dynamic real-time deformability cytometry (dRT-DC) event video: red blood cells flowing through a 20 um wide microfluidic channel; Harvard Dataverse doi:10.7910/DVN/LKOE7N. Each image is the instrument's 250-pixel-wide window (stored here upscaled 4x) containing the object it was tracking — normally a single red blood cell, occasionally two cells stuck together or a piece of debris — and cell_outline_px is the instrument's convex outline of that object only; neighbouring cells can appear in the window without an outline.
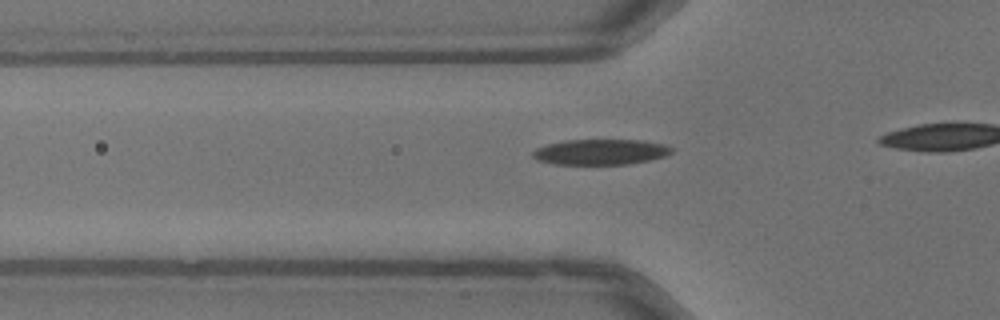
{"species": "common noctule bat (a hibernating species)", "species_latin": "Nyctalus noctula", "temperature_condition": "warm", "stored_images_in_passage": 29, "camera_frame_rate_fps": 3000, "um_per_image_px": 0.085, "animal": {"sex": "male", "body_mass_g": 13.3}, "frame": {"image": 1, "passage_image": 5, "time_ms": 1.333, "image_size_px": [1000, 320], "cell_outline_px": [[676, 148], [672, 152], [664, 156], [648, 160], [628, 164], [552, 164], [536, 160], [532, 156], [532, 152], [536, 148], [548, 144], [564, 140], [644, 140], [664, 144]], "centroid_in_image_um": [51.05, 12.91], "position_along_channel_um": 74.8, "area_um2": 20.75}}
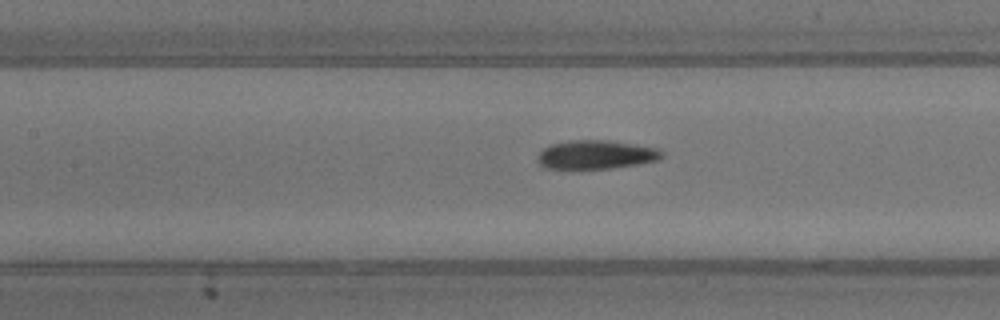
{"frame": {"image": 2, "passage_image": 11, "time_ms": 3.333, "image_size_px": [1000, 320], "cell_outline_px": [[664, 156], [660, 160], [640, 164], [612, 168], [544, 168], [536, 160], [536, 156], [544, 148], [552, 144], [568, 140], [608, 140], [636, 144], [660, 148], [664, 152]], "centroid_in_image_um": [50.72, 13.14], "position_along_channel_um": 156.7, "area_um2": 21.1}}
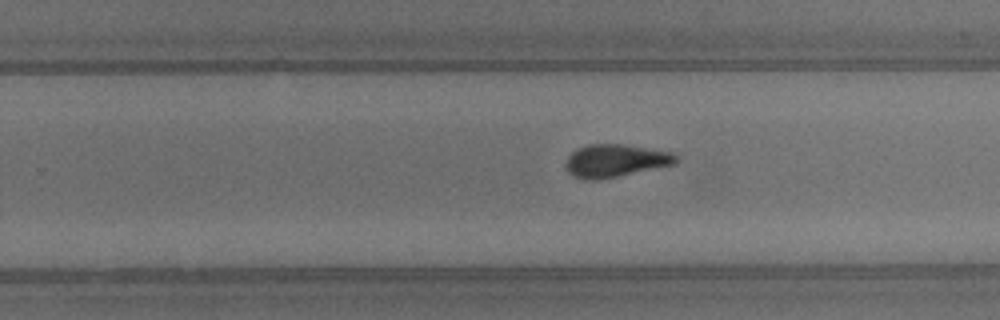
{"frame": {"image": 3, "passage_image": 20, "time_ms": 6.333, "image_size_px": [1000, 320], "cell_outline_px": [[680, 160], [676, 164], [596, 180], [584, 180], [572, 176], [564, 168], [564, 164], [568, 156], [576, 148], [588, 144], [620, 144], [676, 152], [680, 156]], "centroid_in_image_um": [52.32, 13.65], "position_along_channel_um": 277.5, "area_um2": 21.39}}